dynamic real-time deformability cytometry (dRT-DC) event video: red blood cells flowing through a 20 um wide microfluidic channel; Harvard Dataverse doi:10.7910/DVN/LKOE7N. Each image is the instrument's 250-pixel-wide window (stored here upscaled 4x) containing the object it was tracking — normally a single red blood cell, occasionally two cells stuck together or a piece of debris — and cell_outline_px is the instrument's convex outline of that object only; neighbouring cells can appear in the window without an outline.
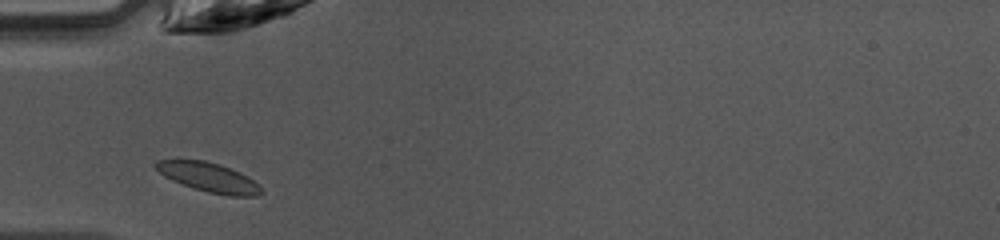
{"species": "common noctule bat (a hibernating species)", "species_latin": "Nyctalus noctula", "temperature_condition": "warm", "stored_images_in_passage": 26, "camera_frame_rate_fps": 3000, "um_per_image_px": 0.085, "animal": {"sex": "female", "body_mass_g": 10.0, "forearm_length_mm": 53.1}, "frame": {"image": 1, "passage_image": 1, "time_ms": 0.0, "image_size_px": [1000, 240], "cell_outline_px": [[264, 192], [260, 196], [228, 196], [208, 192], [172, 180], [164, 176], [152, 164], [156, 160], [204, 160], [220, 164], [240, 172], [248, 176], [260, 184]], "centroid_in_image_um": [17.81, 15.07], "position_along_channel_um": 67.2, "area_um2": 18.09}}
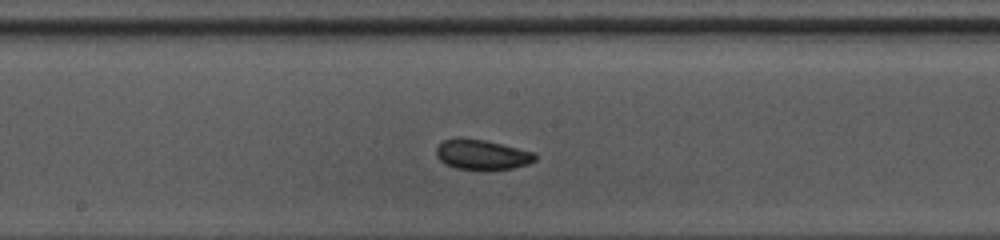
{"frame": {"image": 2, "passage_image": 11, "time_ms": 3.333, "image_size_px": [1000, 240], "cell_outline_px": [[536, 160], [528, 164], [512, 168], [456, 168], [444, 164], [436, 156], [436, 148], [444, 140], [484, 140], [536, 152]], "centroid_in_image_um": [41.01, 13.15], "position_along_channel_um": 207.2, "area_um2": 16.53}}
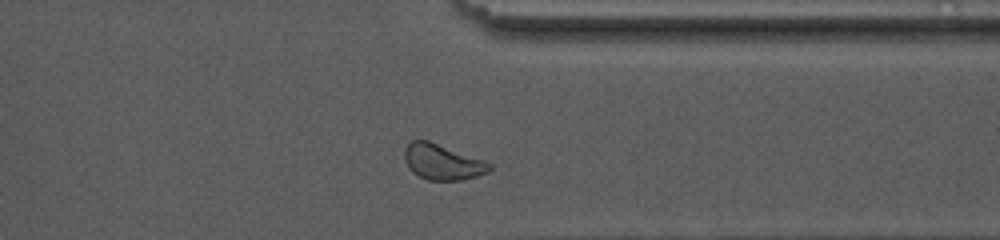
{"frame": {"image": 3, "passage_image": 23, "time_ms": 7.333, "image_size_px": [1000, 240], "cell_outline_px": [[492, 168], [488, 172], [476, 176], [460, 180], [428, 180], [412, 172], [408, 168], [404, 160], [404, 148], [412, 140], [428, 140], [484, 160], [492, 164]], "centroid_in_image_um": [37.59, 13.76], "position_along_channel_um": 373.8, "area_um2": 17.63}, "authors_computed_cell_mechanics": {"area_um2": 17.34, "velocity_mm_per_s": 4.1944, "shape_relaxation_time_tau1_ms": 4.9787, "shape_relaxation_time_tau2_ms": 3.0665, "deformation_change_tau1": 0.0811, "deformation_change_tau2": 0.0624}}